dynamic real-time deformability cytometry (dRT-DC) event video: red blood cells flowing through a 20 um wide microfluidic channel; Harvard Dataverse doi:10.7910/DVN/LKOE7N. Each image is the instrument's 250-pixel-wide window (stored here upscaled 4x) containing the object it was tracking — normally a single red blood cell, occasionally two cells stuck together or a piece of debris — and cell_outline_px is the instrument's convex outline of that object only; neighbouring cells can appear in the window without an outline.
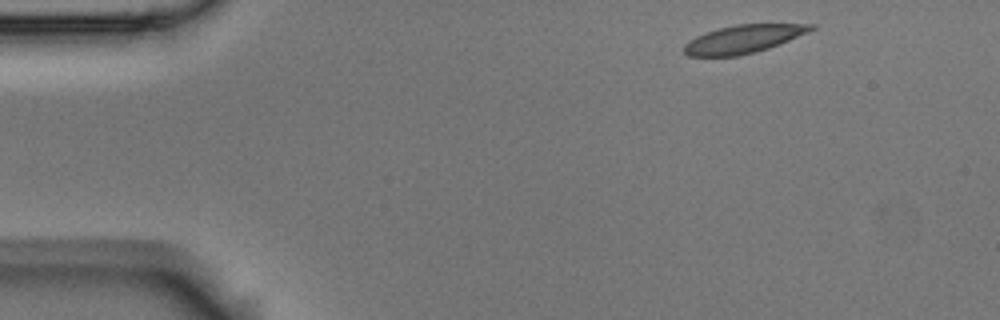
{"species": "Egyptian fruit bat (a non-hibernating species)", "species_latin": "Rousettus aegyptiacus", "temperature_condition": "room temperature", "stored_images_in_passage": 6, "segment_of_instrument_passage": [2, 2], "camera_frame_rate_fps": 3000, "um_per_image_px": 0.085, "animal": {"sex": "male"}, "frame": {"image": 1, "passage_image": 6, "time_ms": 1.667, "image_size_px": [1000, 320], "cell_outline_px": [[816, 28], [808, 32], [768, 48], [756, 52], [740, 56], [688, 56], [684, 52], [684, 44], [688, 40], [696, 36], [716, 28], [736, 24], [816, 24]], "centroid_in_image_um": [63.15, 3.32], "position_along_channel_um": 21.8, "area_um2": 20.81}}